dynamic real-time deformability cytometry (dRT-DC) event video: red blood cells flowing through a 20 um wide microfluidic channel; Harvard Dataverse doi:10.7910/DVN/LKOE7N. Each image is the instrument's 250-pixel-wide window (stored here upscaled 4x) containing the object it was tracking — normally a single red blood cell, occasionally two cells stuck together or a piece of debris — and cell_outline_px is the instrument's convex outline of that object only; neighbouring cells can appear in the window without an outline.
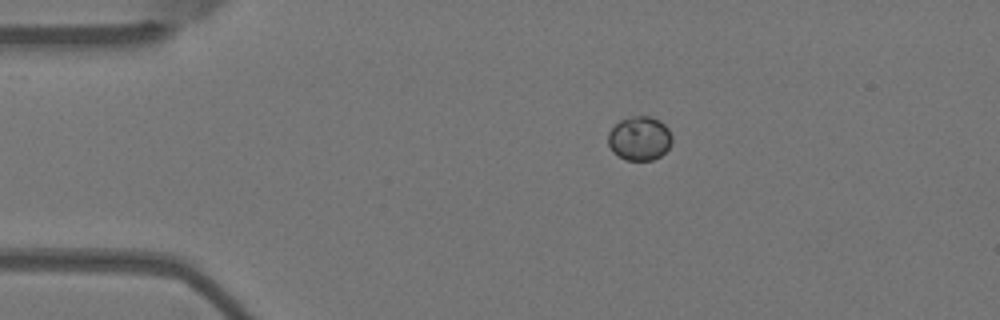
{"species": "Egyptian fruit bat (a non-hibernating species)", "species_latin": "Rousettus aegyptiacus", "temperature_condition": "warm", "stored_images_in_passage": 2, "camera_frame_rate_fps": 3000, "um_per_image_px": 0.085, "animal": {"sex": "female"}, "frame": {"image": 1, "passage_image": 2, "time_ms": 0.333, "image_size_px": [1000, 320], "cell_outline_px": [[672, 140], [668, 148], [660, 156], [652, 160], [628, 160], [612, 152], [608, 144], [608, 132], [620, 120], [632, 116], [652, 116], [660, 120], [668, 128], [672, 136]], "centroid_in_image_um": [54.36, 11.75], "position_along_channel_um": 30.6, "area_um2": 16.42}}